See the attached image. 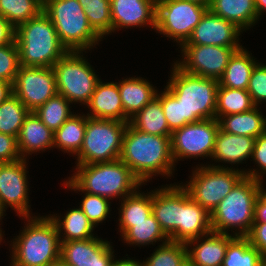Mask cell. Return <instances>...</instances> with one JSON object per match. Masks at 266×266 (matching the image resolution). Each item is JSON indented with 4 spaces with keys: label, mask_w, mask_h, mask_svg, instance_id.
I'll return each mask as SVG.
<instances>
[{
    "label": "cell",
    "mask_w": 266,
    "mask_h": 266,
    "mask_svg": "<svg viewBox=\"0 0 266 266\" xmlns=\"http://www.w3.org/2000/svg\"><path fill=\"white\" fill-rule=\"evenodd\" d=\"M166 88L182 104L183 126L215 118L219 82L181 70L173 64Z\"/></svg>",
    "instance_id": "5b68a950"
},
{
    "label": "cell",
    "mask_w": 266,
    "mask_h": 266,
    "mask_svg": "<svg viewBox=\"0 0 266 266\" xmlns=\"http://www.w3.org/2000/svg\"><path fill=\"white\" fill-rule=\"evenodd\" d=\"M251 246L257 248L266 258V223L253 222L249 234L246 236Z\"/></svg>",
    "instance_id": "7dc6e473"
},
{
    "label": "cell",
    "mask_w": 266,
    "mask_h": 266,
    "mask_svg": "<svg viewBox=\"0 0 266 266\" xmlns=\"http://www.w3.org/2000/svg\"><path fill=\"white\" fill-rule=\"evenodd\" d=\"M231 235L211 231L204 236L206 239L198 237L189 240L186 243L188 258L194 266H222L228 243L235 237ZM191 245L193 248L190 250L188 246Z\"/></svg>",
    "instance_id": "44dd1931"
},
{
    "label": "cell",
    "mask_w": 266,
    "mask_h": 266,
    "mask_svg": "<svg viewBox=\"0 0 266 266\" xmlns=\"http://www.w3.org/2000/svg\"><path fill=\"white\" fill-rule=\"evenodd\" d=\"M152 213L169 239L179 242L180 185L152 190Z\"/></svg>",
    "instance_id": "d6986e66"
},
{
    "label": "cell",
    "mask_w": 266,
    "mask_h": 266,
    "mask_svg": "<svg viewBox=\"0 0 266 266\" xmlns=\"http://www.w3.org/2000/svg\"><path fill=\"white\" fill-rule=\"evenodd\" d=\"M157 0H110L112 32L119 28H156Z\"/></svg>",
    "instance_id": "ac0fdd59"
},
{
    "label": "cell",
    "mask_w": 266,
    "mask_h": 266,
    "mask_svg": "<svg viewBox=\"0 0 266 266\" xmlns=\"http://www.w3.org/2000/svg\"><path fill=\"white\" fill-rule=\"evenodd\" d=\"M121 236L130 245H149L157 241L166 243L169 237L164 233L153 213L140 222H119Z\"/></svg>",
    "instance_id": "f1b7e54d"
},
{
    "label": "cell",
    "mask_w": 266,
    "mask_h": 266,
    "mask_svg": "<svg viewBox=\"0 0 266 266\" xmlns=\"http://www.w3.org/2000/svg\"><path fill=\"white\" fill-rule=\"evenodd\" d=\"M208 9L242 31L249 29L258 20L255 0H211Z\"/></svg>",
    "instance_id": "484cf974"
},
{
    "label": "cell",
    "mask_w": 266,
    "mask_h": 266,
    "mask_svg": "<svg viewBox=\"0 0 266 266\" xmlns=\"http://www.w3.org/2000/svg\"><path fill=\"white\" fill-rule=\"evenodd\" d=\"M129 124L143 133L171 137L160 99L156 96L129 120Z\"/></svg>",
    "instance_id": "f546056e"
},
{
    "label": "cell",
    "mask_w": 266,
    "mask_h": 266,
    "mask_svg": "<svg viewBox=\"0 0 266 266\" xmlns=\"http://www.w3.org/2000/svg\"><path fill=\"white\" fill-rule=\"evenodd\" d=\"M247 90L218 86L215 118L246 112L254 108Z\"/></svg>",
    "instance_id": "836d02e7"
},
{
    "label": "cell",
    "mask_w": 266,
    "mask_h": 266,
    "mask_svg": "<svg viewBox=\"0 0 266 266\" xmlns=\"http://www.w3.org/2000/svg\"><path fill=\"white\" fill-rule=\"evenodd\" d=\"M3 236V234H2V230H0V243H1V241H2V237Z\"/></svg>",
    "instance_id": "91938a15"
},
{
    "label": "cell",
    "mask_w": 266,
    "mask_h": 266,
    "mask_svg": "<svg viewBox=\"0 0 266 266\" xmlns=\"http://www.w3.org/2000/svg\"><path fill=\"white\" fill-rule=\"evenodd\" d=\"M22 159L18 148L17 138L0 133V163H9Z\"/></svg>",
    "instance_id": "bcb514c9"
},
{
    "label": "cell",
    "mask_w": 266,
    "mask_h": 266,
    "mask_svg": "<svg viewBox=\"0 0 266 266\" xmlns=\"http://www.w3.org/2000/svg\"><path fill=\"white\" fill-rule=\"evenodd\" d=\"M247 91L255 106L266 101V65L257 63L252 70Z\"/></svg>",
    "instance_id": "ee69618b"
},
{
    "label": "cell",
    "mask_w": 266,
    "mask_h": 266,
    "mask_svg": "<svg viewBox=\"0 0 266 266\" xmlns=\"http://www.w3.org/2000/svg\"><path fill=\"white\" fill-rule=\"evenodd\" d=\"M241 32L242 30L235 24L208 9L194 28L191 37L182 45L242 47L238 43Z\"/></svg>",
    "instance_id": "e0dca14e"
},
{
    "label": "cell",
    "mask_w": 266,
    "mask_h": 266,
    "mask_svg": "<svg viewBox=\"0 0 266 266\" xmlns=\"http://www.w3.org/2000/svg\"><path fill=\"white\" fill-rule=\"evenodd\" d=\"M43 12L68 51L92 49L102 39L90 26L78 0H44Z\"/></svg>",
    "instance_id": "52a82bcc"
},
{
    "label": "cell",
    "mask_w": 266,
    "mask_h": 266,
    "mask_svg": "<svg viewBox=\"0 0 266 266\" xmlns=\"http://www.w3.org/2000/svg\"><path fill=\"white\" fill-rule=\"evenodd\" d=\"M255 106L249 111L222 116L218 121L224 132L257 138L266 131V117Z\"/></svg>",
    "instance_id": "4316f807"
},
{
    "label": "cell",
    "mask_w": 266,
    "mask_h": 266,
    "mask_svg": "<svg viewBox=\"0 0 266 266\" xmlns=\"http://www.w3.org/2000/svg\"><path fill=\"white\" fill-rule=\"evenodd\" d=\"M87 124V116L73 114L54 132V147L64 152L77 155L83 144Z\"/></svg>",
    "instance_id": "1f68e13d"
},
{
    "label": "cell",
    "mask_w": 266,
    "mask_h": 266,
    "mask_svg": "<svg viewBox=\"0 0 266 266\" xmlns=\"http://www.w3.org/2000/svg\"><path fill=\"white\" fill-rule=\"evenodd\" d=\"M119 159L142 184L155 174L170 177L175 167L171 153V137L143 133L129 123Z\"/></svg>",
    "instance_id": "6da1fadb"
},
{
    "label": "cell",
    "mask_w": 266,
    "mask_h": 266,
    "mask_svg": "<svg viewBox=\"0 0 266 266\" xmlns=\"http://www.w3.org/2000/svg\"><path fill=\"white\" fill-rule=\"evenodd\" d=\"M83 196L80 209L88 217L89 221L96 227L98 223H102L109 215L110 202L109 199L99 195H92L86 192Z\"/></svg>",
    "instance_id": "60d3db41"
},
{
    "label": "cell",
    "mask_w": 266,
    "mask_h": 266,
    "mask_svg": "<svg viewBox=\"0 0 266 266\" xmlns=\"http://www.w3.org/2000/svg\"><path fill=\"white\" fill-rule=\"evenodd\" d=\"M118 89L124 113L129 119L155 98L158 92L149 81L141 77L122 79L118 83Z\"/></svg>",
    "instance_id": "d4e9b609"
},
{
    "label": "cell",
    "mask_w": 266,
    "mask_h": 266,
    "mask_svg": "<svg viewBox=\"0 0 266 266\" xmlns=\"http://www.w3.org/2000/svg\"><path fill=\"white\" fill-rule=\"evenodd\" d=\"M255 7H256L257 16L259 19L262 13L266 11V0H255Z\"/></svg>",
    "instance_id": "f5cc1de1"
},
{
    "label": "cell",
    "mask_w": 266,
    "mask_h": 266,
    "mask_svg": "<svg viewBox=\"0 0 266 266\" xmlns=\"http://www.w3.org/2000/svg\"><path fill=\"white\" fill-rule=\"evenodd\" d=\"M13 95V83L0 79V105Z\"/></svg>",
    "instance_id": "f907efd6"
},
{
    "label": "cell",
    "mask_w": 266,
    "mask_h": 266,
    "mask_svg": "<svg viewBox=\"0 0 266 266\" xmlns=\"http://www.w3.org/2000/svg\"><path fill=\"white\" fill-rule=\"evenodd\" d=\"M258 180L244 176L211 213L212 231L246 237L254 222V204L258 197ZM228 231V232H227Z\"/></svg>",
    "instance_id": "8992f818"
},
{
    "label": "cell",
    "mask_w": 266,
    "mask_h": 266,
    "mask_svg": "<svg viewBox=\"0 0 266 266\" xmlns=\"http://www.w3.org/2000/svg\"><path fill=\"white\" fill-rule=\"evenodd\" d=\"M44 0H0V15L15 28L43 12Z\"/></svg>",
    "instance_id": "e575fe53"
},
{
    "label": "cell",
    "mask_w": 266,
    "mask_h": 266,
    "mask_svg": "<svg viewBox=\"0 0 266 266\" xmlns=\"http://www.w3.org/2000/svg\"><path fill=\"white\" fill-rule=\"evenodd\" d=\"M69 106L70 102L63 95L57 93L34 113L46 127L55 132L73 115Z\"/></svg>",
    "instance_id": "8d00e7d4"
},
{
    "label": "cell",
    "mask_w": 266,
    "mask_h": 266,
    "mask_svg": "<svg viewBox=\"0 0 266 266\" xmlns=\"http://www.w3.org/2000/svg\"><path fill=\"white\" fill-rule=\"evenodd\" d=\"M144 262L145 266H179L187 257L186 243L167 241Z\"/></svg>",
    "instance_id": "ab89813d"
},
{
    "label": "cell",
    "mask_w": 266,
    "mask_h": 266,
    "mask_svg": "<svg viewBox=\"0 0 266 266\" xmlns=\"http://www.w3.org/2000/svg\"><path fill=\"white\" fill-rule=\"evenodd\" d=\"M52 147H54V132L46 127L34 112H30L25 117L17 138V148L21 158L26 159L27 154Z\"/></svg>",
    "instance_id": "603a6c76"
},
{
    "label": "cell",
    "mask_w": 266,
    "mask_h": 266,
    "mask_svg": "<svg viewBox=\"0 0 266 266\" xmlns=\"http://www.w3.org/2000/svg\"><path fill=\"white\" fill-rule=\"evenodd\" d=\"M15 42V27L0 15V46Z\"/></svg>",
    "instance_id": "c3c4849f"
},
{
    "label": "cell",
    "mask_w": 266,
    "mask_h": 266,
    "mask_svg": "<svg viewBox=\"0 0 266 266\" xmlns=\"http://www.w3.org/2000/svg\"><path fill=\"white\" fill-rule=\"evenodd\" d=\"M6 210L2 207V205H1V203H0V220H2V216L4 215V212H5ZM0 230H1V228H0Z\"/></svg>",
    "instance_id": "680465c9"
},
{
    "label": "cell",
    "mask_w": 266,
    "mask_h": 266,
    "mask_svg": "<svg viewBox=\"0 0 266 266\" xmlns=\"http://www.w3.org/2000/svg\"><path fill=\"white\" fill-rule=\"evenodd\" d=\"M219 129V121L212 118L188 123L174 130L171 136V153L174 163L186 157L211 158Z\"/></svg>",
    "instance_id": "7c38bea8"
},
{
    "label": "cell",
    "mask_w": 266,
    "mask_h": 266,
    "mask_svg": "<svg viewBox=\"0 0 266 266\" xmlns=\"http://www.w3.org/2000/svg\"><path fill=\"white\" fill-rule=\"evenodd\" d=\"M179 266H194L192 261L187 257Z\"/></svg>",
    "instance_id": "9f6ffc18"
},
{
    "label": "cell",
    "mask_w": 266,
    "mask_h": 266,
    "mask_svg": "<svg viewBox=\"0 0 266 266\" xmlns=\"http://www.w3.org/2000/svg\"><path fill=\"white\" fill-rule=\"evenodd\" d=\"M76 166L77 172L64 184L74 191L99 195L111 200L117 196L118 198L130 196L143 185L120 159Z\"/></svg>",
    "instance_id": "7a4b0ae2"
},
{
    "label": "cell",
    "mask_w": 266,
    "mask_h": 266,
    "mask_svg": "<svg viewBox=\"0 0 266 266\" xmlns=\"http://www.w3.org/2000/svg\"><path fill=\"white\" fill-rule=\"evenodd\" d=\"M253 160L258 164L260 167L259 170H250L249 171H244L245 176L260 180L262 177L261 174L266 173V131L262 134H260L256 139H255V145L252 153Z\"/></svg>",
    "instance_id": "f6af8a7d"
},
{
    "label": "cell",
    "mask_w": 266,
    "mask_h": 266,
    "mask_svg": "<svg viewBox=\"0 0 266 266\" xmlns=\"http://www.w3.org/2000/svg\"><path fill=\"white\" fill-rule=\"evenodd\" d=\"M187 1L194 2V3H197L199 5L206 6V7H209V5L211 3V0H187Z\"/></svg>",
    "instance_id": "11a10c76"
},
{
    "label": "cell",
    "mask_w": 266,
    "mask_h": 266,
    "mask_svg": "<svg viewBox=\"0 0 266 266\" xmlns=\"http://www.w3.org/2000/svg\"><path fill=\"white\" fill-rule=\"evenodd\" d=\"M20 67L16 42L0 46V79L14 83Z\"/></svg>",
    "instance_id": "b9f144b4"
},
{
    "label": "cell",
    "mask_w": 266,
    "mask_h": 266,
    "mask_svg": "<svg viewBox=\"0 0 266 266\" xmlns=\"http://www.w3.org/2000/svg\"><path fill=\"white\" fill-rule=\"evenodd\" d=\"M50 217L58 228L59 238L61 239V237H63L60 242L85 240L95 237L92 233L95 226L89 221L88 217L80 208L67 211L66 215L62 218L63 220H60L58 216L55 217V214L52 216L50 215ZM63 230L64 234L61 236Z\"/></svg>",
    "instance_id": "4dcf8cb0"
},
{
    "label": "cell",
    "mask_w": 266,
    "mask_h": 266,
    "mask_svg": "<svg viewBox=\"0 0 266 266\" xmlns=\"http://www.w3.org/2000/svg\"><path fill=\"white\" fill-rule=\"evenodd\" d=\"M28 108L13 94L0 105V133L18 138Z\"/></svg>",
    "instance_id": "d590c367"
},
{
    "label": "cell",
    "mask_w": 266,
    "mask_h": 266,
    "mask_svg": "<svg viewBox=\"0 0 266 266\" xmlns=\"http://www.w3.org/2000/svg\"><path fill=\"white\" fill-rule=\"evenodd\" d=\"M163 108L164 115L169 129L173 132L183 127V109L182 104L178 103L177 98L165 87V90L156 95Z\"/></svg>",
    "instance_id": "7bdbcfd3"
},
{
    "label": "cell",
    "mask_w": 266,
    "mask_h": 266,
    "mask_svg": "<svg viewBox=\"0 0 266 266\" xmlns=\"http://www.w3.org/2000/svg\"><path fill=\"white\" fill-rule=\"evenodd\" d=\"M222 266H265V257L247 237L235 236L228 243Z\"/></svg>",
    "instance_id": "d6a6232c"
},
{
    "label": "cell",
    "mask_w": 266,
    "mask_h": 266,
    "mask_svg": "<svg viewBox=\"0 0 266 266\" xmlns=\"http://www.w3.org/2000/svg\"><path fill=\"white\" fill-rule=\"evenodd\" d=\"M15 42L22 66L53 67L68 52L44 12L15 28Z\"/></svg>",
    "instance_id": "277c9868"
},
{
    "label": "cell",
    "mask_w": 266,
    "mask_h": 266,
    "mask_svg": "<svg viewBox=\"0 0 266 266\" xmlns=\"http://www.w3.org/2000/svg\"><path fill=\"white\" fill-rule=\"evenodd\" d=\"M207 10L208 7L187 0H157L155 30L181 46Z\"/></svg>",
    "instance_id": "8fae6325"
},
{
    "label": "cell",
    "mask_w": 266,
    "mask_h": 266,
    "mask_svg": "<svg viewBox=\"0 0 266 266\" xmlns=\"http://www.w3.org/2000/svg\"><path fill=\"white\" fill-rule=\"evenodd\" d=\"M254 60V57L250 55L247 49L245 50L242 47L236 50L230 57L222 77L218 80L219 85L247 90L252 70L258 63Z\"/></svg>",
    "instance_id": "83f0119b"
},
{
    "label": "cell",
    "mask_w": 266,
    "mask_h": 266,
    "mask_svg": "<svg viewBox=\"0 0 266 266\" xmlns=\"http://www.w3.org/2000/svg\"><path fill=\"white\" fill-rule=\"evenodd\" d=\"M119 222L145 221L152 214V191L149 194L136 191L122 198Z\"/></svg>",
    "instance_id": "f35d334b"
},
{
    "label": "cell",
    "mask_w": 266,
    "mask_h": 266,
    "mask_svg": "<svg viewBox=\"0 0 266 266\" xmlns=\"http://www.w3.org/2000/svg\"><path fill=\"white\" fill-rule=\"evenodd\" d=\"M88 117L129 122L125 115L117 82L102 83L100 80L87 106Z\"/></svg>",
    "instance_id": "7402d4cb"
},
{
    "label": "cell",
    "mask_w": 266,
    "mask_h": 266,
    "mask_svg": "<svg viewBox=\"0 0 266 266\" xmlns=\"http://www.w3.org/2000/svg\"><path fill=\"white\" fill-rule=\"evenodd\" d=\"M113 266H145L144 261L139 263V261L132 260L130 258L128 259H122V260H115Z\"/></svg>",
    "instance_id": "816d5d0a"
},
{
    "label": "cell",
    "mask_w": 266,
    "mask_h": 266,
    "mask_svg": "<svg viewBox=\"0 0 266 266\" xmlns=\"http://www.w3.org/2000/svg\"><path fill=\"white\" fill-rule=\"evenodd\" d=\"M244 176V169L205 165L193 171L190 182L183 187L194 201L211 214Z\"/></svg>",
    "instance_id": "30bf717a"
},
{
    "label": "cell",
    "mask_w": 266,
    "mask_h": 266,
    "mask_svg": "<svg viewBox=\"0 0 266 266\" xmlns=\"http://www.w3.org/2000/svg\"><path fill=\"white\" fill-rule=\"evenodd\" d=\"M212 231L211 214L180 185L179 242L204 237Z\"/></svg>",
    "instance_id": "ffe728a7"
},
{
    "label": "cell",
    "mask_w": 266,
    "mask_h": 266,
    "mask_svg": "<svg viewBox=\"0 0 266 266\" xmlns=\"http://www.w3.org/2000/svg\"><path fill=\"white\" fill-rule=\"evenodd\" d=\"M27 224L11 243L10 266H49L60 259V238L52 218L25 217Z\"/></svg>",
    "instance_id": "3957f363"
},
{
    "label": "cell",
    "mask_w": 266,
    "mask_h": 266,
    "mask_svg": "<svg viewBox=\"0 0 266 266\" xmlns=\"http://www.w3.org/2000/svg\"><path fill=\"white\" fill-rule=\"evenodd\" d=\"M13 94L30 112H34L57 94L53 68L20 65L13 83Z\"/></svg>",
    "instance_id": "4fadbf2b"
},
{
    "label": "cell",
    "mask_w": 266,
    "mask_h": 266,
    "mask_svg": "<svg viewBox=\"0 0 266 266\" xmlns=\"http://www.w3.org/2000/svg\"><path fill=\"white\" fill-rule=\"evenodd\" d=\"M263 179L261 178L258 180V185H259V193H258V198L266 205V190L263 188Z\"/></svg>",
    "instance_id": "db71d44e"
},
{
    "label": "cell",
    "mask_w": 266,
    "mask_h": 266,
    "mask_svg": "<svg viewBox=\"0 0 266 266\" xmlns=\"http://www.w3.org/2000/svg\"><path fill=\"white\" fill-rule=\"evenodd\" d=\"M129 122L87 116L85 136L77 165L112 162L120 158L123 137Z\"/></svg>",
    "instance_id": "ba28073f"
},
{
    "label": "cell",
    "mask_w": 266,
    "mask_h": 266,
    "mask_svg": "<svg viewBox=\"0 0 266 266\" xmlns=\"http://www.w3.org/2000/svg\"><path fill=\"white\" fill-rule=\"evenodd\" d=\"M114 251L110 242L93 237L60 244V261L68 266H113Z\"/></svg>",
    "instance_id": "2e32d148"
},
{
    "label": "cell",
    "mask_w": 266,
    "mask_h": 266,
    "mask_svg": "<svg viewBox=\"0 0 266 266\" xmlns=\"http://www.w3.org/2000/svg\"><path fill=\"white\" fill-rule=\"evenodd\" d=\"M49 266H68V265L62 263V262L59 260L58 262L53 263V264H50Z\"/></svg>",
    "instance_id": "6f0895ef"
},
{
    "label": "cell",
    "mask_w": 266,
    "mask_h": 266,
    "mask_svg": "<svg viewBox=\"0 0 266 266\" xmlns=\"http://www.w3.org/2000/svg\"><path fill=\"white\" fill-rule=\"evenodd\" d=\"M254 222L266 223V205L258 197L254 204Z\"/></svg>",
    "instance_id": "681fc988"
},
{
    "label": "cell",
    "mask_w": 266,
    "mask_h": 266,
    "mask_svg": "<svg viewBox=\"0 0 266 266\" xmlns=\"http://www.w3.org/2000/svg\"><path fill=\"white\" fill-rule=\"evenodd\" d=\"M182 61L174 62L181 70L219 80L228 65L230 57L242 47L213 45H181Z\"/></svg>",
    "instance_id": "5bb4252c"
},
{
    "label": "cell",
    "mask_w": 266,
    "mask_h": 266,
    "mask_svg": "<svg viewBox=\"0 0 266 266\" xmlns=\"http://www.w3.org/2000/svg\"><path fill=\"white\" fill-rule=\"evenodd\" d=\"M93 30L103 38L112 33L110 0H78Z\"/></svg>",
    "instance_id": "74e56055"
},
{
    "label": "cell",
    "mask_w": 266,
    "mask_h": 266,
    "mask_svg": "<svg viewBox=\"0 0 266 266\" xmlns=\"http://www.w3.org/2000/svg\"><path fill=\"white\" fill-rule=\"evenodd\" d=\"M255 139L231 134L219 129L211 158L216 162H227L231 165L232 163H242V161L252 157Z\"/></svg>",
    "instance_id": "cb8c5ba5"
},
{
    "label": "cell",
    "mask_w": 266,
    "mask_h": 266,
    "mask_svg": "<svg viewBox=\"0 0 266 266\" xmlns=\"http://www.w3.org/2000/svg\"><path fill=\"white\" fill-rule=\"evenodd\" d=\"M82 51H68L54 65L57 93L70 103L87 105L100 79Z\"/></svg>",
    "instance_id": "9c48e42d"
},
{
    "label": "cell",
    "mask_w": 266,
    "mask_h": 266,
    "mask_svg": "<svg viewBox=\"0 0 266 266\" xmlns=\"http://www.w3.org/2000/svg\"><path fill=\"white\" fill-rule=\"evenodd\" d=\"M26 163V159L0 163V203L4 209L9 205L24 218L31 216Z\"/></svg>",
    "instance_id": "9a60e30c"
}]
</instances>
